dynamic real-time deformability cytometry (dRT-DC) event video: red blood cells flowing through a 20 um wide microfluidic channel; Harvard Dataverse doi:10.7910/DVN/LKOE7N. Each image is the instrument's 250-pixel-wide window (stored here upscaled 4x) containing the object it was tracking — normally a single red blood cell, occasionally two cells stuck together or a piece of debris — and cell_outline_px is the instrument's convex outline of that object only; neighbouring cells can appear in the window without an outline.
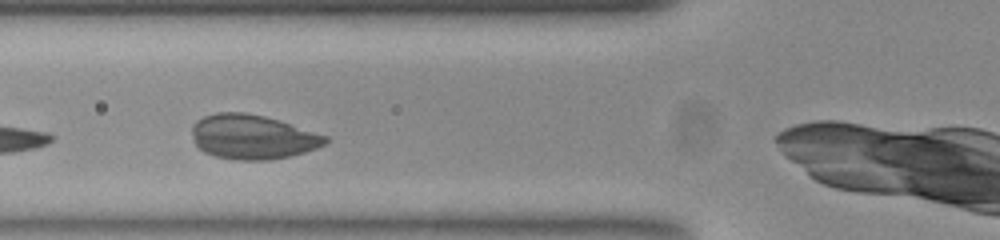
{"species": "common noctule bat (a hibernating species)", "species_latin": "Nyctalus noctula", "temperature_condition": "room temperature", "stored_images_in_passage": 35, "camera_frame_rate_fps": 3000, "um_per_image_px": 0.085, "animal": {"sex": "female", "body_mass_g": 23.0, "forearm_length_mm": 53.4}, "frame": {"image": 1, "passage_image": 5, "time_ms": 1.333, "image_size_px": [1000, 240], "cell_outline_px": [[328, 140], [324, 144], [316, 148], [304, 152], [272, 160], [236, 160], [216, 156], [204, 152], [196, 144], [192, 132], [192, 128], [196, 120], [204, 116], [216, 112], [244, 112], [264, 116], [328, 136]], "centroid_in_image_um": [21.44, 11.64], "position_along_channel_um": 104.4, "area_um2": 34.28}}
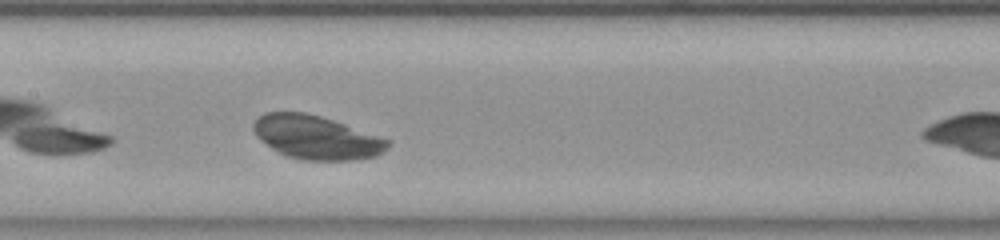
{"frame": {"image": 2, "passage_image": 11, "time_ms": 3.333, "image_size_px": [1000, 240], "cell_outline_px": [[388, 148], [376, 156], [352, 160], [304, 160], [288, 156], [272, 148], [256, 136], [252, 128], [252, 124], [264, 112], [304, 112], [320, 116], [344, 124], [388, 140]], "centroid_in_image_um": [26.85, 11.67], "position_along_channel_um": 180.6, "area_um2": 33.58}}
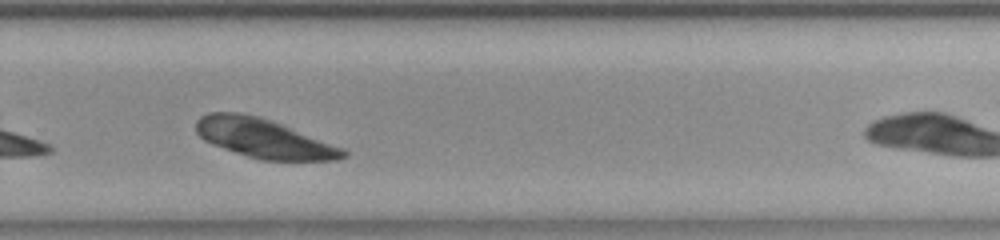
{"frame": {"image": 3, "passage_image": 21, "time_ms": 6.667, "image_size_px": [1000, 240], "cell_outline_px": [[348, 156], [336, 160], [260, 160], [212, 144], [204, 140], [196, 132], [196, 120], [200, 116], [208, 112], [244, 112], [260, 116], [272, 120], [344, 148], [348, 152]], "centroid_in_image_um": [22.42, 11.74], "position_along_channel_um": 307.4, "area_um2": 33.76}}